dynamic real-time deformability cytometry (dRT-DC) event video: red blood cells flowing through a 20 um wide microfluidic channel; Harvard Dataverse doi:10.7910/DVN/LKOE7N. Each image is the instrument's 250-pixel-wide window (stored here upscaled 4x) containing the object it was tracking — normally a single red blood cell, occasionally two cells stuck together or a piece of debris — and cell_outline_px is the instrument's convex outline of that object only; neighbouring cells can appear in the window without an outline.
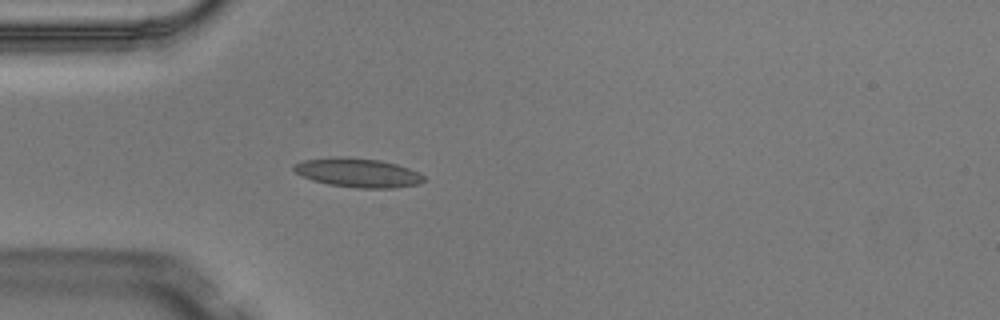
{"species": "Egyptian fruit bat (a non-hibernating species)", "species_latin": "Rousettus aegyptiacus", "temperature_condition": "warm", "stored_images_in_passage": 3, "camera_frame_rate_fps": 3000, "um_per_image_px": 0.085, "animal": {"sex": "male"}, "frame": {"image": 1, "passage_image": 3, "time_ms": 0.667, "image_size_px": [1000, 320], "cell_outline_px": [[424, 180], [420, 184], [392, 188], [356, 188], [328, 184], [312, 180], [296, 172], [292, 168], [292, 164], [304, 160], [340, 156], [344, 156], [380, 160], [396, 164], [408, 168], [424, 176]], "centroid_in_image_um": [30.4, 14.68], "position_along_channel_um": 54.6, "area_um2": 21.96}}